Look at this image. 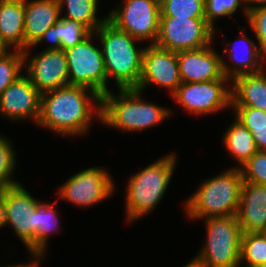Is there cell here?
Returning <instances> with one entry per match:
<instances>
[{
    "label": "cell",
    "mask_w": 266,
    "mask_h": 267,
    "mask_svg": "<svg viewBox=\"0 0 266 267\" xmlns=\"http://www.w3.org/2000/svg\"><path fill=\"white\" fill-rule=\"evenodd\" d=\"M92 116L101 121V96L84 86L67 85L41 94L37 124L69 137L85 133Z\"/></svg>",
    "instance_id": "obj_1"
},
{
    "label": "cell",
    "mask_w": 266,
    "mask_h": 267,
    "mask_svg": "<svg viewBox=\"0 0 266 267\" xmlns=\"http://www.w3.org/2000/svg\"><path fill=\"white\" fill-rule=\"evenodd\" d=\"M101 41L108 80L113 78L119 89L136 88L142 74L144 47L137 49L136 38L118 29L108 19L94 32ZM111 77V78H110Z\"/></svg>",
    "instance_id": "obj_2"
},
{
    "label": "cell",
    "mask_w": 266,
    "mask_h": 267,
    "mask_svg": "<svg viewBox=\"0 0 266 267\" xmlns=\"http://www.w3.org/2000/svg\"><path fill=\"white\" fill-rule=\"evenodd\" d=\"M119 95L106 92L101 97V123L123 131H140L160 124L171 114L170 110L144 102L142 91L119 89Z\"/></svg>",
    "instance_id": "obj_3"
},
{
    "label": "cell",
    "mask_w": 266,
    "mask_h": 267,
    "mask_svg": "<svg viewBox=\"0 0 266 267\" xmlns=\"http://www.w3.org/2000/svg\"><path fill=\"white\" fill-rule=\"evenodd\" d=\"M242 183V173L238 166L227 169L201 184L186 201V213L196 220L236 215Z\"/></svg>",
    "instance_id": "obj_4"
},
{
    "label": "cell",
    "mask_w": 266,
    "mask_h": 267,
    "mask_svg": "<svg viewBox=\"0 0 266 267\" xmlns=\"http://www.w3.org/2000/svg\"><path fill=\"white\" fill-rule=\"evenodd\" d=\"M175 154L166 155L129 179L126 211L129 221L138 220L152 211L165 194L174 173Z\"/></svg>",
    "instance_id": "obj_5"
},
{
    "label": "cell",
    "mask_w": 266,
    "mask_h": 267,
    "mask_svg": "<svg viewBox=\"0 0 266 267\" xmlns=\"http://www.w3.org/2000/svg\"><path fill=\"white\" fill-rule=\"evenodd\" d=\"M205 220L207 241L194 259L204 267H239L243 232L236 215Z\"/></svg>",
    "instance_id": "obj_6"
},
{
    "label": "cell",
    "mask_w": 266,
    "mask_h": 267,
    "mask_svg": "<svg viewBox=\"0 0 266 267\" xmlns=\"http://www.w3.org/2000/svg\"><path fill=\"white\" fill-rule=\"evenodd\" d=\"M91 33L81 43L65 51L68 66L69 85L84 86L101 97L110 90L107 87V73L102 50L92 42Z\"/></svg>",
    "instance_id": "obj_7"
},
{
    "label": "cell",
    "mask_w": 266,
    "mask_h": 267,
    "mask_svg": "<svg viewBox=\"0 0 266 267\" xmlns=\"http://www.w3.org/2000/svg\"><path fill=\"white\" fill-rule=\"evenodd\" d=\"M215 29L205 18L160 17L156 46L179 52L211 45Z\"/></svg>",
    "instance_id": "obj_8"
},
{
    "label": "cell",
    "mask_w": 266,
    "mask_h": 267,
    "mask_svg": "<svg viewBox=\"0 0 266 267\" xmlns=\"http://www.w3.org/2000/svg\"><path fill=\"white\" fill-rule=\"evenodd\" d=\"M124 5L114 9L108 20L118 29L137 40H151L155 44L159 34V0H125Z\"/></svg>",
    "instance_id": "obj_9"
},
{
    "label": "cell",
    "mask_w": 266,
    "mask_h": 267,
    "mask_svg": "<svg viewBox=\"0 0 266 267\" xmlns=\"http://www.w3.org/2000/svg\"><path fill=\"white\" fill-rule=\"evenodd\" d=\"M227 82L229 79L224 76L220 80L182 83L170 96L186 111L207 115L231 106V88L226 87Z\"/></svg>",
    "instance_id": "obj_10"
},
{
    "label": "cell",
    "mask_w": 266,
    "mask_h": 267,
    "mask_svg": "<svg viewBox=\"0 0 266 267\" xmlns=\"http://www.w3.org/2000/svg\"><path fill=\"white\" fill-rule=\"evenodd\" d=\"M37 200L21 184L3 188L2 227L10 225L34 254V210Z\"/></svg>",
    "instance_id": "obj_11"
},
{
    "label": "cell",
    "mask_w": 266,
    "mask_h": 267,
    "mask_svg": "<svg viewBox=\"0 0 266 267\" xmlns=\"http://www.w3.org/2000/svg\"><path fill=\"white\" fill-rule=\"evenodd\" d=\"M114 182L107 171L92 167L72 175L60 190L59 197L77 206H90L111 196Z\"/></svg>",
    "instance_id": "obj_12"
},
{
    "label": "cell",
    "mask_w": 266,
    "mask_h": 267,
    "mask_svg": "<svg viewBox=\"0 0 266 267\" xmlns=\"http://www.w3.org/2000/svg\"><path fill=\"white\" fill-rule=\"evenodd\" d=\"M154 83L160 87H167L173 94L182 84L177 52L166 50L149 44L143 52L142 74L135 89L142 91Z\"/></svg>",
    "instance_id": "obj_13"
},
{
    "label": "cell",
    "mask_w": 266,
    "mask_h": 267,
    "mask_svg": "<svg viewBox=\"0 0 266 267\" xmlns=\"http://www.w3.org/2000/svg\"><path fill=\"white\" fill-rule=\"evenodd\" d=\"M27 66L26 75L41 94L69 85L67 58L62 49H44L31 57Z\"/></svg>",
    "instance_id": "obj_14"
},
{
    "label": "cell",
    "mask_w": 266,
    "mask_h": 267,
    "mask_svg": "<svg viewBox=\"0 0 266 267\" xmlns=\"http://www.w3.org/2000/svg\"><path fill=\"white\" fill-rule=\"evenodd\" d=\"M41 93L28 76L21 75L0 95V114L10 120L33 118L37 123L40 116Z\"/></svg>",
    "instance_id": "obj_15"
},
{
    "label": "cell",
    "mask_w": 266,
    "mask_h": 267,
    "mask_svg": "<svg viewBox=\"0 0 266 267\" xmlns=\"http://www.w3.org/2000/svg\"><path fill=\"white\" fill-rule=\"evenodd\" d=\"M182 83L220 80L224 77L221 56L210 45L177 52Z\"/></svg>",
    "instance_id": "obj_16"
},
{
    "label": "cell",
    "mask_w": 266,
    "mask_h": 267,
    "mask_svg": "<svg viewBox=\"0 0 266 267\" xmlns=\"http://www.w3.org/2000/svg\"><path fill=\"white\" fill-rule=\"evenodd\" d=\"M236 217L243 233L266 232V185L243 181Z\"/></svg>",
    "instance_id": "obj_17"
},
{
    "label": "cell",
    "mask_w": 266,
    "mask_h": 267,
    "mask_svg": "<svg viewBox=\"0 0 266 267\" xmlns=\"http://www.w3.org/2000/svg\"><path fill=\"white\" fill-rule=\"evenodd\" d=\"M60 6L57 0H25L24 34L25 51L24 61L29 60V48L33 47L44 32L53 26L61 17Z\"/></svg>",
    "instance_id": "obj_18"
},
{
    "label": "cell",
    "mask_w": 266,
    "mask_h": 267,
    "mask_svg": "<svg viewBox=\"0 0 266 267\" xmlns=\"http://www.w3.org/2000/svg\"><path fill=\"white\" fill-rule=\"evenodd\" d=\"M240 36H241L240 39L242 41L239 39L238 42L241 41L242 43L244 41L243 45H240L237 41H234L233 44L235 46L236 43L235 47L236 50L233 47L232 43L227 48L228 49L227 54L232 61H235L234 62L235 66L233 65V67L230 68L229 65H227L226 62L222 60L223 74L226 78L230 79V81H232L234 78L240 75L254 74L263 71L264 68L262 64L266 62V60L262 57L260 53V50L258 48L259 46H257L253 40L248 39L244 33L241 34ZM237 43L239 44V46ZM243 49L244 50L246 49L245 52Z\"/></svg>",
    "instance_id": "obj_19"
},
{
    "label": "cell",
    "mask_w": 266,
    "mask_h": 267,
    "mask_svg": "<svg viewBox=\"0 0 266 267\" xmlns=\"http://www.w3.org/2000/svg\"><path fill=\"white\" fill-rule=\"evenodd\" d=\"M231 106H248L266 111V72L237 76L232 80Z\"/></svg>",
    "instance_id": "obj_20"
},
{
    "label": "cell",
    "mask_w": 266,
    "mask_h": 267,
    "mask_svg": "<svg viewBox=\"0 0 266 267\" xmlns=\"http://www.w3.org/2000/svg\"><path fill=\"white\" fill-rule=\"evenodd\" d=\"M25 0H0V35L15 50L25 51Z\"/></svg>",
    "instance_id": "obj_21"
},
{
    "label": "cell",
    "mask_w": 266,
    "mask_h": 267,
    "mask_svg": "<svg viewBox=\"0 0 266 267\" xmlns=\"http://www.w3.org/2000/svg\"><path fill=\"white\" fill-rule=\"evenodd\" d=\"M56 212L54 203L37 202L34 210V254L42 258L50 233L59 227Z\"/></svg>",
    "instance_id": "obj_22"
},
{
    "label": "cell",
    "mask_w": 266,
    "mask_h": 267,
    "mask_svg": "<svg viewBox=\"0 0 266 267\" xmlns=\"http://www.w3.org/2000/svg\"><path fill=\"white\" fill-rule=\"evenodd\" d=\"M223 139L224 145L241 164L240 166L258 151L251 132L237 120L230 125Z\"/></svg>",
    "instance_id": "obj_23"
},
{
    "label": "cell",
    "mask_w": 266,
    "mask_h": 267,
    "mask_svg": "<svg viewBox=\"0 0 266 267\" xmlns=\"http://www.w3.org/2000/svg\"><path fill=\"white\" fill-rule=\"evenodd\" d=\"M60 11L63 4H66L67 15L62 16L64 19H73L84 24L92 33H94L107 19H98L96 16L98 0H57Z\"/></svg>",
    "instance_id": "obj_24"
},
{
    "label": "cell",
    "mask_w": 266,
    "mask_h": 267,
    "mask_svg": "<svg viewBox=\"0 0 266 267\" xmlns=\"http://www.w3.org/2000/svg\"><path fill=\"white\" fill-rule=\"evenodd\" d=\"M245 260L246 267H259L266 261V232L243 233L240 264Z\"/></svg>",
    "instance_id": "obj_25"
},
{
    "label": "cell",
    "mask_w": 266,
    "mask_h": 267,
    "mask_svg": "<svg viewBox=\"0 0 266 267\" xmlns=\"http://www.w3.org/2000/svg\"><path fill=\"white\" fill-rule=\"evenodd\" d=\"M160 17L205 18V0H161Z\"/></svg>",
    "instance_id": "obj_26"
},
{
    "label": "cell",
    "mask_w": 266,
    "mask_h": 267,
    "mask_svg": "<svg viewBox=\"0 0 266 267\" xmlns=\"http://www.w3.org/2000/svg\"><path fill=\"white\" fill-rule=\"evenodd\" d=\"M92 32L81 22L60 17L57 21V37L61 40V49L66 50L81 43Z\"/></svg>",
    "instance_id": "obj_27"
},
{
    "label": "cell",
    "mask_w": 266,
    "mask_h": 267,
    "mask_svg": "<svg viewBox=\"0 0 266 267\" xmlns=\"http://www.w3.org/2000/svg\"><path fill=\"white\" fill-rule=\"evenodd\" d=\"M15 52L0 58V95L4 90L21 76V69L25 64L23 51Z\"/></svg>",
    "instance_id": "obj_28"
},
{
    "label": "cell",
    "mask_w": 266,
    "mask_h": 267,
    "mask_svg": "<svg viewBox=\"0 0 266 267\" xmlns=\"http://www.w3.org/2000/svg\"><path fill=\"white\" fill-rule=\"evenodd\" d=\"M15 152L9 140L0 135V189L19 184L10 178L16 166Z\"/></svg>",
    "instance_id": "obj_29"
},
{
    "label": "cell",
    "mask_w": 266,
    "mask_h": 267,
    "mask_svg": "<svg viewBox=\"0 0 266 267\" xmlns=\"http://www.w3.org/2000/svg\"><path fill=\"white\" fill-rule=\"evenodd\" d=\"M241 4L245 5V15H248L246 0H205V20L215 29L216 18L232 16Z\"/></svg>",
    "instance_id": "obj_30"
},
{
    "label": "cell",
    "mask_w": 266,
    "mask_h": 267,
    "mask_svg": "<svg viewBox=\"0 0 266 267\" xmlns=\"http://www.w3.org/2000/svg\"><path fill=\"white\" fill-rule=\"evenodd\" d=\"M243 181L266 185V151H257L240 167Z\"/></svg>",
    "instance_id": "obj_31"
},
{
    "label": "cell",
    "mask_w": 266,
    "mask_h": 267,
    "mask_svg": "<svg viewBox=\"0 0 266 267\" xmlns=\"http://www.w3.org/2000/svg\"><path fill=\"white\" fill-rule=\"evenodd\" d=\"M235 111L236 120L252 130L266 129V111L248 106H231Z\"/></svg>",
    "instance_id": "obj_32"
},
{
    "label": "cell",
    "mask_w": 266,
    "mask_h": 267,
    "mask_svg": "<svg viewBox=\"0 0 266 267\" xmlns=\"http://www.w3.org/2000/svg\"><path fill=\"white\" fill-rule=\"evenodd\" d=\"M246 18L259 43L260 53L266 59V7L248 11Z\"/></svg>",
    "instance_id": "obj_33"
},
{
    "label": "cell",
    "mask_w": 266,
    "mask_h": 267,
    "mask_svg": "<svg viewBox=\"0 0 266 267\" xmlns=\"http://www.w3.org/2000/svg\"><path fill=\"white\" fill-rule=\"evenodd\" d=\"M44 40H49L52 43L46 50H61V40L57 37V22L48 28L34 45L42 43Z\"/></svg>",
    "instance_id": "obj_34"
},
{
    "label": "cell",
    "mask_w": 266,
    "mask_h": 267,
    "mask_svg": "<svg viewBox=\"0 0 266 267\" xmlns=\"http://www.w3.org/2000/svg\"><path fill=\"white\" fill-rule=\"evenodd\" d=\"M251 134L254 138L257 149L259 151H266V129L252 130Z\"/></svg>",
    "instance_id": "obj_35"
},
{
    "label": "cell",
    "mask_w": 266,
    "mask_h": 267,
    "mask_svg": "<svg viewBox=\"0 0 266 267\" xmlns=\"http://www.w3.org/2000/svg\"><path fill=\"white\" fill-rule=\"evenodd\" d=\"M257 4L256 6L247 5L248 11H251L252 9L260 8V7H266V0H246V4Z\"/></svg>",
    "instance_id": "obj_36"
},
{
    "label": "cell",
    "mask_w": 266,
    "mask_h": 267,
    "mask_svg": "<svg viewBox=\"0 0 266 267\" xmlns=\"http://www.w3.org/2000/svg\"><path fill=\"white\" fill-rule=\"evenodd\" d=\"M34 257H35V260L33 262L31 261L29 264L28 263L27 264H19V265H14V266L13 265L12 266L8 265V266H5V267H38L37 265H39L38 263L40 262V259L42 257L37 255V254H35Z\"/></svg>",
    "instance_id": "obj_37"
},
{
    "label": "cell",
    "mask_w": 266,
    "mask_h": 267,
    "mask_svg": "<svg viewBox=\"0 0 266 267\" xmlns=\"http://www.w3.org/2000/svg\"><path fill=\"white\" fill-rule=\"evenodd\" d=\"M9 45L2 39L0 35V58L9 54Z\"/></svg>",
    "instance_id": "obj_38"
},
{
    "label": "cell",
    "mask_w": 266,
    "mask_h": 267,
    "mask_svg": "<svg viewBox=\"0 0 266 267\" xmlns=\"http://www.w3.org/2000/svg\"><path fill=\"white\" fill-rule=\"evenodd\" d=\"M3 189H0V229L2 227Z\"/></svg>",
    "instance_id": "obj_39"
},
{
    "label": "cell",
    "mask_w": 266,
    "mask_h": 267,
    "mask_svg": "<svg viewBox=\"0 0 266 267\" xmlns=\"http://www.w3.org/2000/svg\"><path fill=\"white\" fill-rule=\"evenodd\" d=\"M185 267H204L203 265H201L198 261H196L195 259L191 260V262L189 264H187Z\"/></svg>",
    "instance_id": "obj_40"
},
{
    "label": "cell",
    "mask_w": 266,
    "mask_h": 267,
    "mask_svg": "<svg viewBox=\"0 0 266 267\" xmlns=\"http://www.w3.org/2000/svg\"><path fill=\"white\" fill-rule=\"evenodd\" d=\"M259 267H266V261L263 264H261Z\"/></svg>",
    "instance_id": "obj_41"
}]
</instances>
